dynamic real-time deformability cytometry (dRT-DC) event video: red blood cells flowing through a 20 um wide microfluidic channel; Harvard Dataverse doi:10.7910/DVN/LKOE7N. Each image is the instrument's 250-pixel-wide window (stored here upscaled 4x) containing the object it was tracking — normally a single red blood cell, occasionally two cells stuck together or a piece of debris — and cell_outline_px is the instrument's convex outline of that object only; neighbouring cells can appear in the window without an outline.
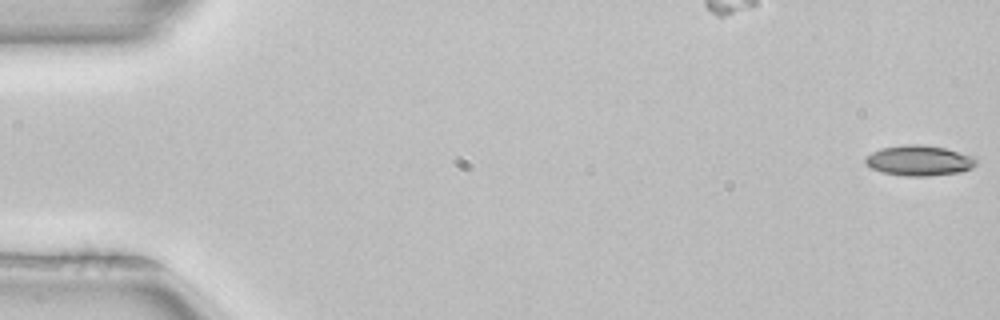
{"species": "common noctule bat (a hibernating species)", "species_latin": "Nyctalus noctula", "temperature_condition": "room temperature", "stored_images_in_passage": 52, "camera_frame_rate_fps": 3000, "um_per_image_px": 0.085, "animal": {"sex": "female", "body_mass_g": 22.7, "forearm_length_mm": 54.2}, "frame": {"image": 1, "passage_image": 1, "time_ms": 0.0, "image_size_px": [1000, 320], "cell_outline_px": [[980, 160], [972, 168], [960, 172], [928, 176], [904, 176], [884, 172], [872, 168], [864, 164], [864, 160], [872, 152], [880, 148], [904, 144], [924, 144], [944, 148], [976, 156]], "centroid_in_image_um": [78.17, 13.64], "position_along_channel_um": 6.8, "area_um2": 19.83}}
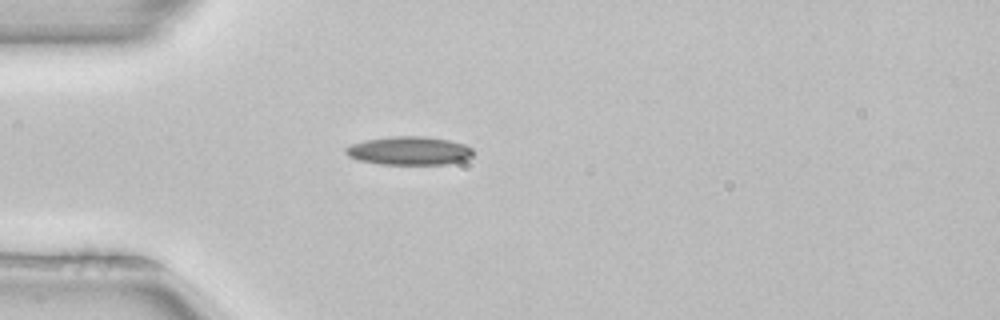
{"frame": {"image": 2, "passage_image": 15, "time_ms": 4.667, "image_size_px": [1000, 320], "cell_outline_px": [[472, 156], [468, 160], [448, 164], [380, 164], [360, 160], [348, 156], [344, 152], [344, 148], [352, 144], [364, 140], [388, 136], [424, 136], [448, 140], [464, 144], [472, 148]], "centroid_in_image_um": [34.78, 12.81], "position_along_channel_um": 50.2, "area_um2": 21.27}}
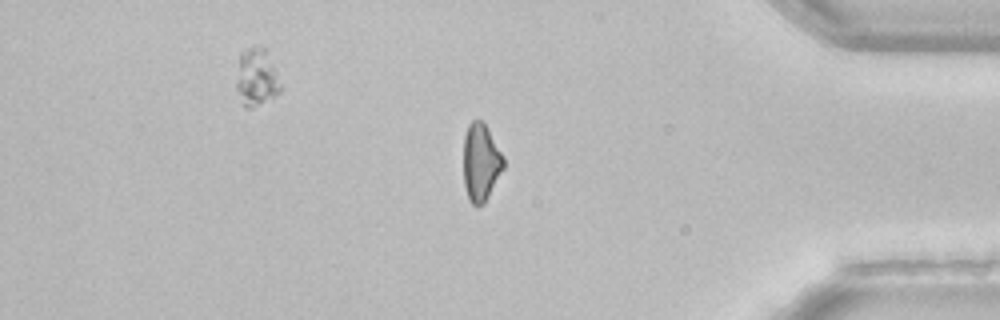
{"frame": {"image": 3, "passage_image": 44, "time_ms": 14.333, "image_size_px": [1000, 320], "cell_outline_px": [[504, 168], [488, 196], [480, 204], [472, 204], [468, 200], [464, 184], [464, 136], [468, 124], [472, 120], [480, 120], [484, 124], [504, 156]], "centroid_in_image_um": [40.86, 13.78], "position_along_channel_um": 394.3, "area_um2": 17.8}}